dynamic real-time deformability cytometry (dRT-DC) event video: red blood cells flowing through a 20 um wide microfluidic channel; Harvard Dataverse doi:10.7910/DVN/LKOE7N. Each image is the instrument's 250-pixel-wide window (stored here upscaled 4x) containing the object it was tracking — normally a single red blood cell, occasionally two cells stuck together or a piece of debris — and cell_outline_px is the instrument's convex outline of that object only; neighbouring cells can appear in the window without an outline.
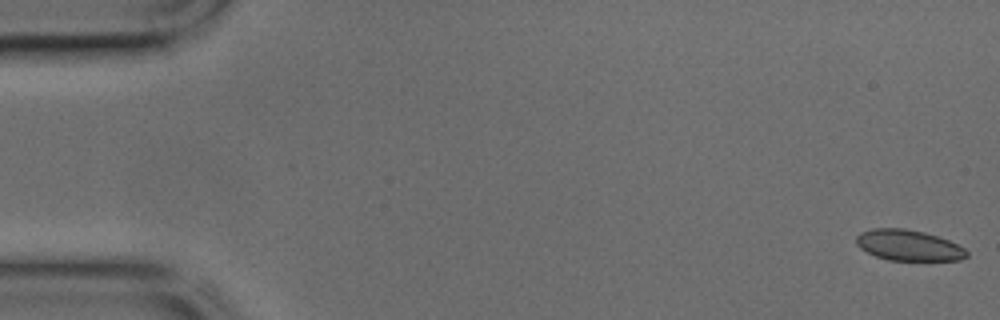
{"species": "common noctule bat (a hibernating species)", "species_latin": "Nyctalus noctula", "temperature_condition": "cold", "stored_images_in_passage": 44, "camera_frame_rate_fps": 3000, "um_per_image_px": 0.085, "animal": {"sex": "male", "body_mass_g": 17.9, "forearm_length_mm": 54.2}, "frame": {"image": 1, "passage_image": 1, "time_ms": 0.0, "image_size_px": [1000, 320], "cell_outline_px": [[968, 256], [960, 260], [888, 260], [876, 256], [860, 248], [856, 244], [856, 236], [860, 232], [872, 228], [904, 228], [924, 232], [948, 240], [964, 248], [968, 252]], "centroid_in_image_um": [77.2, 20.84], "position_along_channel_um": 7.8, "area_um2": 19.77}}
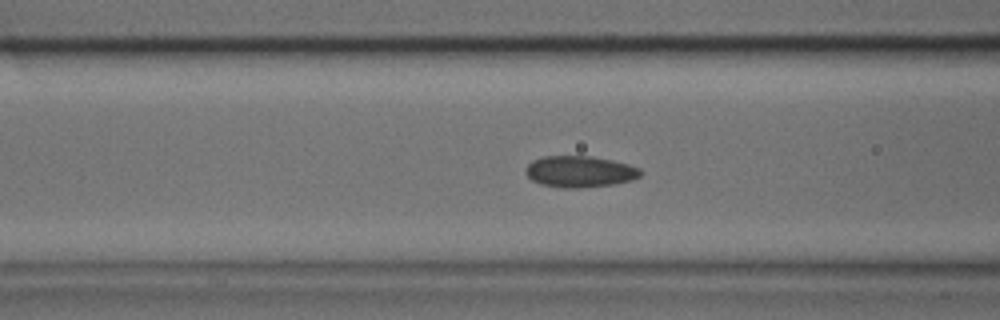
{"frame": {"image": 2, "passage_image": 17, "time_ms": 5.333, "image_size_px": [1000, 320], "cell_outline_px": [[644, 172], [640, 176], [632, 180], [612, 184], [580, 188], [560, 188], [540, 184], [532, 180], [524, 172], [528, 164], [532, 160], [544, 156], [592, 156], [612, 160], [628, 164], [640, 168]], "centroid_in_image_um": [49.28, 14.58], "position_along_channel_um": 117.3, "area_um2": 21.15}}
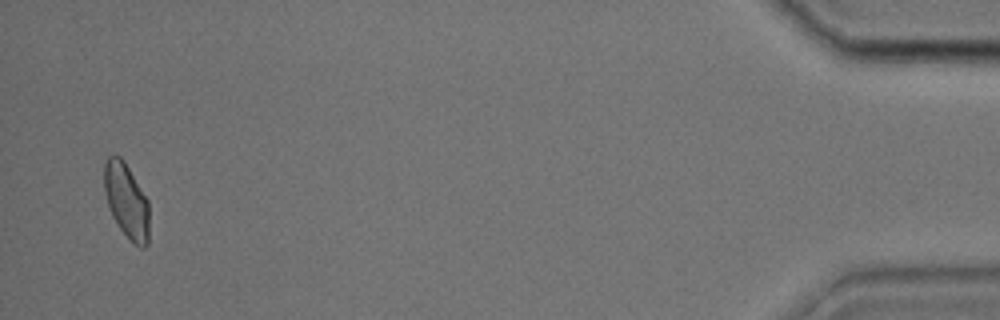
{"frame": {"image": 3, "passage_image": 43, "time_ms": 14.0, "image_size_px": [1000, 320], "cell_outline_px": [[148, 244], [144, 248], [140, 248], [120, 228], [112, 216], [104, 192], [104, 164], [108, 156], [120, 156], [124, 160], [148, 200]], "centroid_in_image_um": [10.74, 17.03], "position_along_channel_um": 424.5, "area_um2": 19.36}}